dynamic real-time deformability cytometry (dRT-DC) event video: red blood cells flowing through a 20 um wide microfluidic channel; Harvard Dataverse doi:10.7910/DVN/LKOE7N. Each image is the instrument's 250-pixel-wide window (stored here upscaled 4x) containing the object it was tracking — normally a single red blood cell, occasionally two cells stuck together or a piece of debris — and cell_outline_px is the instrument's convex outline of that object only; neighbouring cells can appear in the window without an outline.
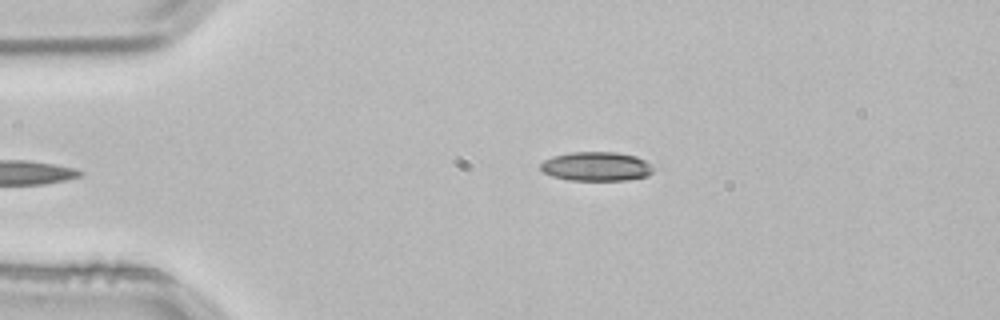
{"species": "common noctule bat (a hibernating species)", "species_latin": "Nyctalus noctula", "temperature_condition": "room temperature", "stored_images_in_passage": 3, "camera_frame_rate_fps": 3000, "um_per_image_px": 0.085, "animal": {"sex": "male", "body_mass_g": 21.5, "forearm_length_mm": 52.0}, "frame": {"image": 1, "passage_image": 3, "time_ms": 0.667, "image_size_px": [1000, 320], "cell_outline_px": [[652, 172], [648, 176], [628, 180], [568, 180], [552, 176], [544, 172], [540, 168], [540, 164], [544, 160], [552, 156], [572, 152], [616, 152], [636, 156], [652, 164]], "centroid_in_image_um": [50.69, 14.14], "position_along_channel_um": 34.3, "area_um2": 19.19}}